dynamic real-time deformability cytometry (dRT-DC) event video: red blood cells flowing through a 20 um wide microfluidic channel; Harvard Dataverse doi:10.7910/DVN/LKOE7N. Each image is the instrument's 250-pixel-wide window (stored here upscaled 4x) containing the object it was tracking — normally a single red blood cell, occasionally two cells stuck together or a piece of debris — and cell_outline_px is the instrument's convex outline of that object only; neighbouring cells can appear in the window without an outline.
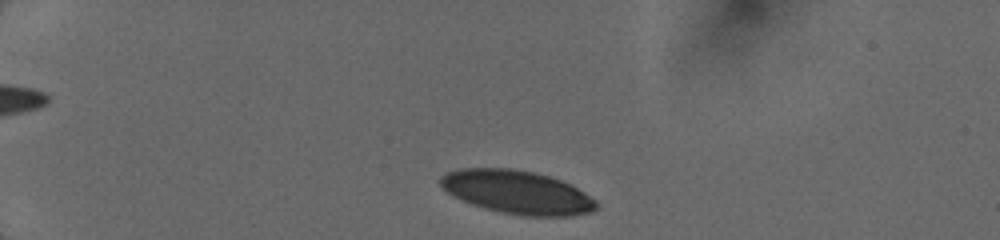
{"species": "human", "species_latin": "Homo sapiens", "temperature_condition": "cold", "stored_images_in_passage": 4, "camera_frame_rate_fps": 3000, "um_per_image_px": 0.085, "donor": {"sex": "female"}, "frame": {"image": 1, "passage_image": 1, "time_ms": 0.0, "image_size_px": [1000, 240], "cell_outline_px": [[600, 204], [592, 212], [572, 216], [524, 216], [484, 208], [472, 204], [448, 192], [440, 184], [440, 176], [448, 172], [460, 168], [512, 168], [536, 172], [560, 180], [584, 192], [596, 200]], "centroid_in_image_um": [43.99, 16.33], "position_along_channel_um": 41.0, "area_um2": 39.19}}
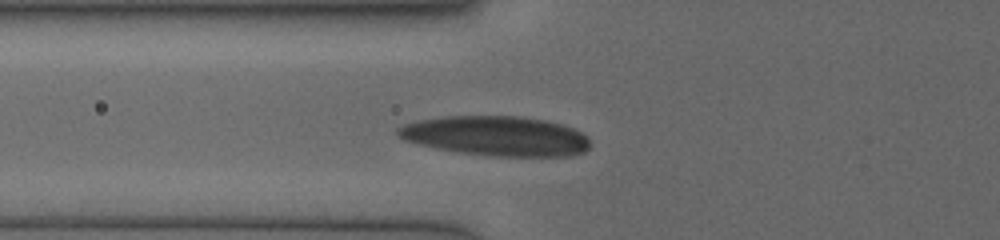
{"frame": {"image": 2, "passage_image": 4, "time_ms": 2.667, "image_size_px": [1000, 240], "cell_outline_px": [[592, 144], [584, 152], [572, 156], [488, 156], [456, 152], [436, 148], [404, 140], [396, 132], [396, 128], [404, 124], [420, 120], [444, 116], [520, 116], [544, 120], [564, 124], [588, 136]], "centroid_in_image_um": [42.2, 11.56], "position_along_channel_um": 83.6, "area_um2": 44.8}}